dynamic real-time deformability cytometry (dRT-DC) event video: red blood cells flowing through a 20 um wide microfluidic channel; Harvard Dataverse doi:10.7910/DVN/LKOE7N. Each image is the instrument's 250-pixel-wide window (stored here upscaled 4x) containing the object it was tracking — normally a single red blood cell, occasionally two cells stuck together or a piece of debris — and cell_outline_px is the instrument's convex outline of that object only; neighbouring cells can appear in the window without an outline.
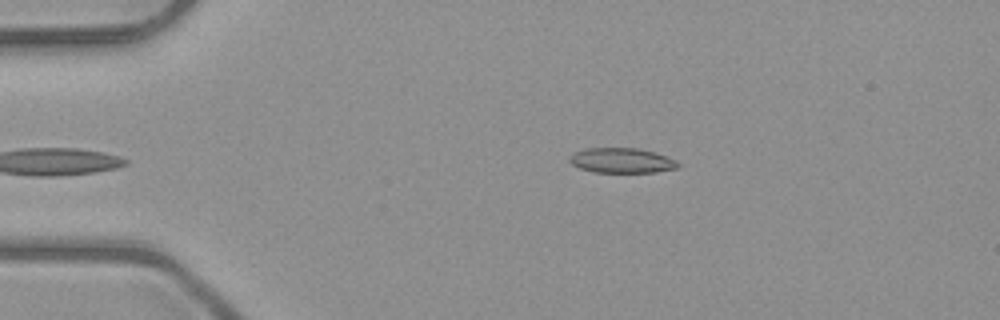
{"species": "common noctule bat (a hibernating species)", "species_latin": "Nyctalus noctula", "temperature_condition": "room temperature", "stored_images_in_passage": 5, "camera_frame_rate_fps": 3000, "um_per_image_px": 0.085, "animal": {"sex": "male", "body_mass_g": 23.1, "forearm_length_mm": 52.7}, "frame": {"image": 1, "passage_image": 1, "time_ms": 0.0, "image_size_px": [1000, 320], "cell_outline_px": [[680, 168], [656, 172], [592, 172], [580, 168], [572, 164], [568, 160], [568, 156], [584, 148], [636, 148], [656, 152], [676, 160], [680, 164]], "centroid_in_image_um": [52.86, 13.64], "position_along_channel_um": 32.1, "area_um2": 15.95}}